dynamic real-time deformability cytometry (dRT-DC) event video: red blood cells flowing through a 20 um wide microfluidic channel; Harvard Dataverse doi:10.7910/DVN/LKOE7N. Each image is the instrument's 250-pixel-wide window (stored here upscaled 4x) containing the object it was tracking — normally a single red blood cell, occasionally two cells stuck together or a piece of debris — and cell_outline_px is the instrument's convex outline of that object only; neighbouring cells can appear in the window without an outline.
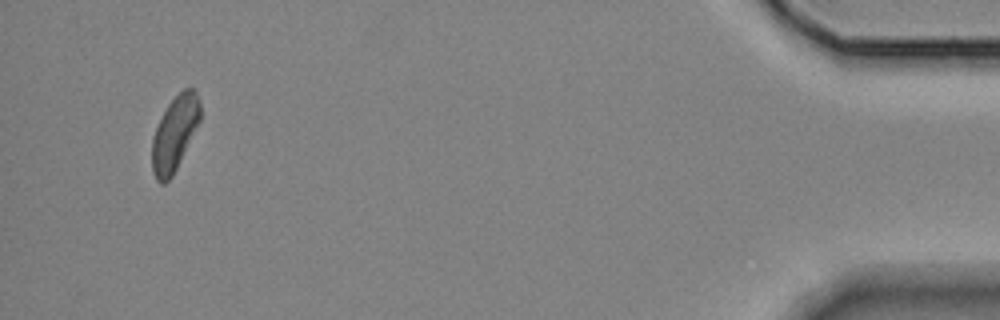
{"species": "Egyptian fruit bat (a non-hibernating species)", "species_latin": "Rousettus aegyptiacus", "temperature_condition": "room temperature", "stored_images_in_passage": 17, "camera_frame_rate_fps": 3000, "um_per_image_px": 0.085, "animal": {"sex": "female"}, "frame": {"image": 1, "passage_image": 17, "time_ms": 18.333, "image_size_px": [1000, 320], "cell_outline_px": [[200, 120], [172, 176], [164, 184], [160, 184], [156, 180], [152, 172], [152, 136], [168, 104], [184, 88], [196, 88], [200, 100]], "centroid_in_image_um": [14.84, 11.33], "position_along_channel_um": 420.4, "area_um2": 20.69}}